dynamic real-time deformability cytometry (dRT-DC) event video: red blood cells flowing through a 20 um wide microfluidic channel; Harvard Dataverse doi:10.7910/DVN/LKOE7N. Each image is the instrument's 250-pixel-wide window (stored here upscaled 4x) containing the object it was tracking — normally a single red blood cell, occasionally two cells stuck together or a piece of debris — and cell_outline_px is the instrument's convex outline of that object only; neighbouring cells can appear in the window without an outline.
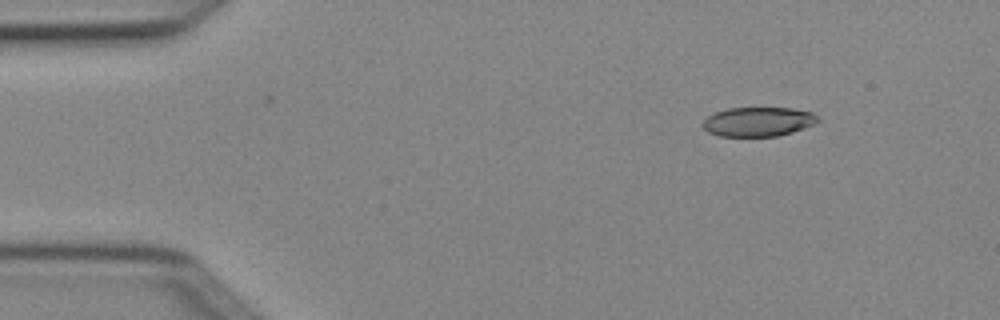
{"species": "Egyptian fruit bat (a non-hibernating species)", "species_latin": "Rousettus aegyptiacus", "temperature_condition": "cold", "stored_images_in_passage": 3, "camera_frame_rate_fps": 3000, "um_per_image_px": 0.085, "animal": {"sex": "female"}, "frame": {"image": 1, "passage_image": 1, "time_ms": 0.0, "image_size_px": [1000, 320], "cell_outline_px": [[820, 120], [816, 124], [792, 132], [776, 136], [720, 136], [708, 132], [700, 124], [708, 116], [716, 112], [728, 108], [792, 108], [812, 112]], "centroid_in_image_um": [64.45, 10.34], "position_along_channel_um": 20.6, "area_um2": 19.65}}